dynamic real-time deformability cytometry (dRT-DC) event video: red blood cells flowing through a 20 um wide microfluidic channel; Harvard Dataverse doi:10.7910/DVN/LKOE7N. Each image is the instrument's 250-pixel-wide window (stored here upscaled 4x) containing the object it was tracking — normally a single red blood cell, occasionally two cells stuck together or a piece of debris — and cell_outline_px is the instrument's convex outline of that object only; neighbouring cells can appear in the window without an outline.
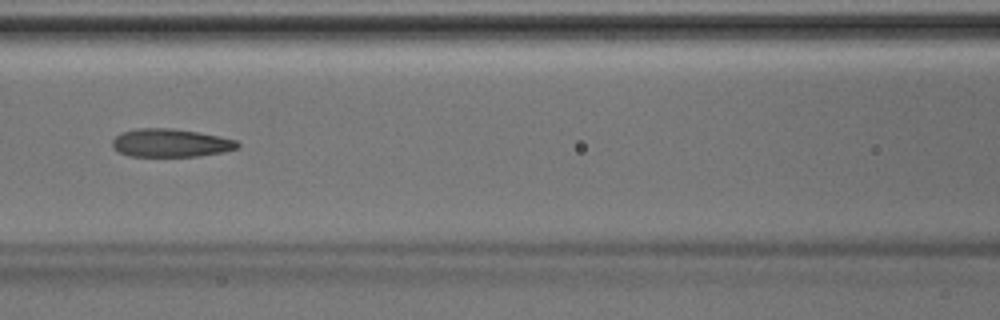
{"species": "Egyptian fruit bat (a non-hibernating species)", "species_latin": "Rousettus aegyptiacus", "temperature_condition": "room temperature", "stored_images_in_passage": 19, "camera_frame_rate_fps": 3000, "um_per_image_px": 0.085, "animal": {"sex": "male"}, "frame": {"image": 1, "passage_image": 9, "time_ms": 2.667, "image_size_px": [1000, 320], "cell_outline_px": [[240, 144], [236, 148], [224, 152], [200, 156], [128, 156], [112, 148], [112, 140], [120, 132], [136, 128], [172, 128], [220, 136], [236, 140]], "centroid_in_image_um": [14.47, 12.15], "position_along_channel_um": 152.1, "area_um2": 20.63}}
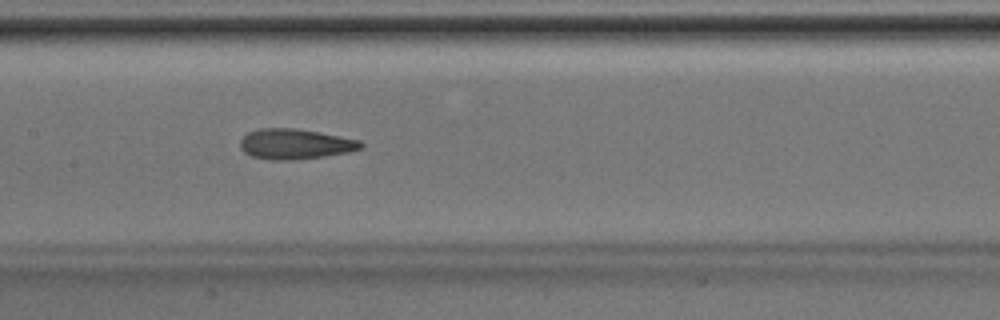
{"frame": {"image": 2, "passage_image": 11, "time_ms": 3.333, "image_size_px": [1000, 320], "cell_outline_px": [[364, 144], [360, 148], [348, 152], [324, 156], [292, 160], [272, 160], [252, 156], [244, 152], [240, 148], [240, 140], [248, 132], [260, 128], [296, 128], [340, 136], [360, 140]], "centroid_in_image_um": [25.06, 12.24], "position_along_channel_um": 182.3, "area_um2": 21.21}}